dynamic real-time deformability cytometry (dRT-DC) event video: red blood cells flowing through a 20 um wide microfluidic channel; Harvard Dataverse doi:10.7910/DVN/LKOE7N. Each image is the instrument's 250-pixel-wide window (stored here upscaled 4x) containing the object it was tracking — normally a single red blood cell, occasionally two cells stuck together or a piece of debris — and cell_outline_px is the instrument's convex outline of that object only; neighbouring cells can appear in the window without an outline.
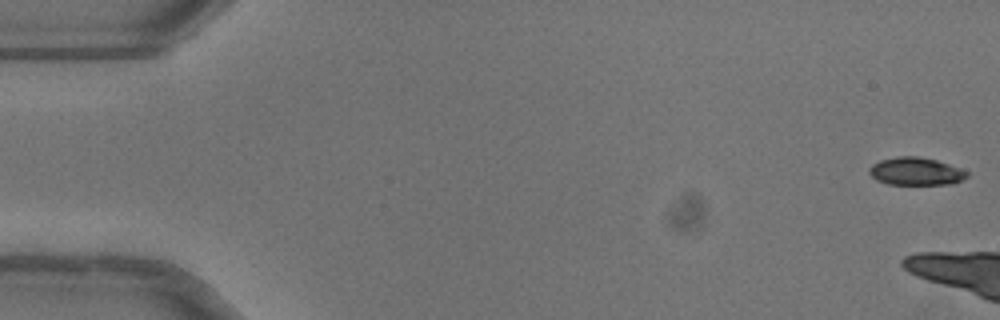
{"species": "common noctule bat (a hibernating species)", "species_latin": "Nyctalus noctula", "temperature_condition": "warm", "stored_images_in_passage": 6, "camera_frame_rate_fps": 3000, "um_per_image_px": 0.085, "animal": {"sex": "female"}, "frame": {"image": 1, "passage_image": 1, "time_ms": 0.0, "image_size_px": [1000, 320], "cell_outline_px": [[968, 176], [952, 184], [888, 184], [876, 180], [868, 172], [868, 168], [872, 164], [880, 160], [896, 156], [920, 156], [936, 160], [948, 164], [968, 172]], "centroid_in_image_um": [77.8, 14.55], "position_along_channel_um": 7.2, "area_um2": 15.78}}